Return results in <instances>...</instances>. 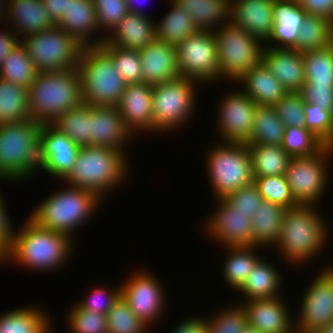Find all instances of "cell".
Here are the masks:
<instances>
[{"label": "cell", "instance_id": "cell-1", "mask_svg": "<svg viewBox=\"0 0 333 333\" xmlns=\"http://www.w3.org/2000/svg\"><path fill=\"white\" fill-rule=\"evenodd\" d=\"M29 115L42 124H52L68 110L83 103L77 67L38 72L28 88Z\"/></svg>", "mask_w": 333, "mask_h": 333}, {"label": "cell", "instance_id": "cell-2", "mask_svg": "<svg viewBox=\"0 0 333 333\" xmlns=\"http://www.w3.org/2000/svg\"><path fill=\"white\" fill-rule=\"evenodd\" d=\"M27 219L22 228L17 230L6 260L39 271H49L64 265L72 253L73 238L39 227L29 217Z\"/></svg>", "mask_w": 333, "mask_h": 333}, {"label": "cell", "instance_id": "cell-3", "mask_svg": "<svg viewBox=\"0 0 333 333\" xmlns=\"http://www.w3.org/2000/svg\"><path fill=\"white\" fill-rule=\"evenodd\" d=\"M127 161L124 151L83 146L77 153L72 171L63 181L67 186L93 192L104 199L102 195L121 184L127 176Z\"/></svg>", "mask_w": 333, "mask_h": 333}, {"label": "cell", "instance_id": "cell-4", "mask_svg": "<svg viewBox=\"0 0 333 333\" xmlns=\"http://www.w3.org/2000/svg\"><path fill=\"white\" fill-rule=\"evenodd\" d=\"M314 208L313 204H299L287 209L276 243L287 261L304 263L316 257L327 242V225Z\"/></svg>", "mask_w": 333, "mask_h": 333}, {"label": "cell", "instance_id": "cell-5", "mask_svg": "<svg viewBox=\"0 0 333 333\" xmlns=\"http://www.w3.org/2000/svg\"><path fill=\"white\" fill-rule=\"evenodd\" d=\"M42 126L32 119L0 125V179L23 180L37 171Z\"/></svg>", "mask_w": 333, "mask_h": 333}, {"label": "cell", "instance_id": "cell-6", "mask_svg": "<svg viewBox=\"0 0 333 333\" xmlns=\"http://www.w3.org/2000/svg\"><path fill=\"white\" fill-rule=\"evenodd\" d=\"M101 201L93 192L69 186L42 201L29 218L39 227L72 238L74 229L94 214Z\"/></svg>", "mask_w": 333, "mask_h": 333}, {"label": "cell", "instance_id": "cell-7", "mask_svg": "<svg viewBox=\"0 0 333 333\" xmlns=\"http://www.w3.org/2000/svg\"><path fill=\"white\" fill-rule=\"evenodd\" d=\"M77 70L83 102L92 106H117L126 82L117 74L112 58L99 46H84Z\"/></svg>", "mask_w": 333, "mask_h": 333}, {"label": "cell", "instance_id": "cell-8", "mask_svg": "<svg viewBox=\"0 0 333 333\" xmlns=\"http://www.w3.org/2000/svg\"><path fill=\"white\" fill-rule=\"evenodd\" d=\"M221 28V29H220ZM219 78L240 80L262 60V41L231 20L214 31ZM260 44V45H259Z\"/></svg>", "mask_w": 333, "mask_h": 333}, {"label": "cell", "instance_id": "cell-9", "mask_svg": "<svg viewBox=\"0 0 333 333\" xmlns=\"http://www.w3.org/2000/svg\"><path fill=\"white\" fill-rule=\"evenodd\" d=\"M208 153L206 164L216 199H223L232 192L253 183L247 144L220 143Z\"/></svg>", "mask_w": 333, "mask_h": 333}, {"label": "cell", "instance_id": "cell-10", "mask_svg": "<svg viewBox=\"0 0 333 333\" xmlns=\"http://www.w3.org/2000/svg\"><path fill=\"white\" fill-rule=\"evenodd\" d=\"M22 37L21 44L39 72L71 70L79 64L84 46L56 25Z\"/></svg>", "mask_w": 333, "mask_h": 333}, {"label": "cell", "instance_id": "cell-11", "mask_svg": "<svg viewBox=\"0 0 333 333\" xmlns=\"http://www.w3.org/2000/svg\"><path fill=\"white\" fill-rule=\"evenodd\" d=\"M192 78L180 77L153 86V132H165L181 126L195 107V84Z\"/></svg>", "mask_w": 333, "mask_h": 333}, {"label": "cell", "instance_id": "cell-12", "mask_svg": "<svg viewBox=\"0 0 333 333\" xmlns=\"http://www.w3.org/2000/svg\"><path fill=\"white\" fill-rule=\"evenodd\" d=\"M332 154L333 147L326 145L313 156L290 159L285 177L299 204H313L316 207V202L324 195L329 178L326 164Z\"/></svg>", "mask_w": 333, "mask_h": 333}, {"label": "cell", "instance_id": "cell-13", "mask_svg": "<svg viewBox=\"0 0 333 333\" xmlns=\"http://www.w3.org/2000/svg\"><path fill=\"white\" fill-rule=\"evenodd\" d=\"M181 77L198 83L219 78V62L214 31H201L175 45ZM199 80V81H198Z\"/></svg>", "mask_w": 333, "mask_h": 333}, {"label": "cell", "instance_id": "cell-14", "mask_svg": "<svg viewBox=\"0 0 333 333\" xmlns=\"http://www.w3.org/2000/svg\"><path fill=\"white\" fill-rule=\"evenodd\" d=\"M300 307L297 333H316L333 323V267L325 269L307 288Z\"/></svg>", "mask_w": 333, "mask_h": 333}, {"label": "cell", "instance_id": "cell-15", "mask_svg": "<svg viewBox=\"0 0 333 333\" xmlns=\"http://www.w3.org/2000/svg\"><path fill=\"white\" fill-rule=\"evenodd\" d=\"M159 280L149 273L132 275V277L120 286V297L128 304L130 310L150 326L161 317L164 310V290ZM161 285V286H160Z\"/></svg>", "mask_w": 333, "mask_h": 333}, {"label": "cell", "instance_id": "cell-16", "mask_svg": "<svg viewBox=\"0 0 333 333\" xmlns=\"http://www.w3.org/2000/svg\"><path fill=\"white\" fill-rule=\"evenodd\" d=\"M220 106L218 127L223 142L247 144L257 104L240 90L223 97Z\"/></svg>", "mask_w": 333, "mask_h": 333}, {"label": "cell", "instance_id": "cell-17", "mask_svg": "<svg viewBox=\"0 0 333 333\" xmlns=\"http://www.w3.org/2000/svg\"><path fill=\"white\" fill-rule=\"evenodd\" d=\"M80 148L52 124H43L39 135V167L64 180L72 171Z\"/></svg>", "mask_w": 333, "mask_h": 333}, {"label": "cell", "instance_id": "cell-18", "mask_svg": "<svg viewBox=\"0 0 333 333\" xmlns=\"http://www.w3.org/2000/svg\"><path fill=\"white\" fill-rule=\"evenodd\" d=\"M219 204L216 213L206 221L207 234L224 246H253L251 218L234 209L224 198L216 200Z\"/></svg>", "mask_w": 333, "mask_h": 333}, {"label": "cell", "instance_id": "cell-19", "mask_svg": "<svg viewBox=\"0 0 333 333\" xmlns=\"http://www.w3.org/2000/svg\"><path fill=\"white\" fill-rule=\"evenodd\" d=\"M131 135L133 137V133L125 126L117 106L90 105V146L108 147L125 152V142L131 139Z\"/></svg>", "mask_w": 333, "mask_h": 333}, {"label": "cell", "instance_id": "cell-20", "mask_svg": "<svg viewBox=\"0 0 333 333\" xmlns=\"http://www.w3.org/2000/svg\"><path fill=\"white\" fill-rule=\"evenodd\" d=\"M117 109L125 126L134 134L139 130L153 131V86L143 83L127 84Z\"/></svg>", "mask_w": 333, "mask_h": 333}, {"label": "cell", "instance_id": "cell-21", "mask_svg": "<svg viewBox=\"0 0 333 333\" xmlns=\"http://www.w3.org/2000/svg\"><path fill=\"white\" fill-rule=\"evenodd\" d=\"M138 52L143 82L155 86L181 77L175 44L154 39Z\"/></svg>", "mask_w": 333, "mask_h": 333}, {"label": "cell", "instance_id": "cell-22", "mask_svg": "<svg viewBox=\"0 0 333 333\" xmlns=\"http://www.w3.org/2000/svg\"><path fill=\"white\" fill-rule=\"evenodd\" d=\"M279 297L244 301L248 326L260 333H294L289 309Z\"/></svg>", "mask_w": 333, "mask_h": 333}, {"label": "cell", "instance_id": "cell-23", "mask_svg": "<svg viewBox=\"0 0 333 333\" xmlns=\"http://www.w3.org/2000/svg\"><path fill=\"white\" fill-rule=\"evenodd\" d=\"M262 61L287 92H299L305 84L303 53L295 49L263 47Z\"/></svg>", "mask_w": 333, "mask_h": 333}, {"label": "cell", "instance_id": "cell-24", "mask_svg": "<svg viewBox=\"0 0 333 333\" xmlns=\"http://www.w3.org/2000/svg\"><path fill=\"white\" fill-rule=\"evenodd\" d=\"M274 0H240L231 5L230 20L263 43L273 30Z\"/></svg>", "mask_w": 333, "mask_h": 333}, {"label": "cell", "instance_id": "cell-25", "mask_svg": "<svg viewBox=\"0 0 333 333\" xmlns=\"http://www.w3.org/2000/svg\"><path fill=\"white\" fill-rule=\"evenodd\" d=\"M306 15L297 0H274V25L267 42L280 44L268 47L294 49Z\"/></svg>", "mask_w": 333, "mask_h": 333}, {"label": "cell", "instance_id": "cell-26", "mask_svg": "<svg viewBox=\"0 0 333 333\" xmlns=\"http://www.w3.org/2000/svg\"><path fill=\"white\" fill-rule=\"evenodd\" d=\"M56 26L76 38L83 46L100 45L105 40L100 38L99 41H90L92 33L96 34L98 31L96 9L92 0H69L67 12Z\"/></svg>", "mask_w": 333, "mask_h": 333}, {"label": "cell", "instance_id": "cell-27", "mask_svg": "<svg viewBox=\"0 0 333 333\" xmlns=\"http://www.w3.org/2000/svg\"><path fill=\"white\" fill-rule=\"evenodd\" d=\"M154 22L147 15L128 13L105 41L119 48L140 50L156 39Z\"/></svg>", "mask_w": 333, "mask_h": 333}, {"label": "cell", "instance_id": "cell-28", "mask_svg": "<svg viewBox=\"0 0 333 333\" xmlns=\"http://www.w3.org/2000/svg\"><path fill=\"white\" fill-rule=\"evenodd\" d=\"M238 81L257 105L275 106L287 93L262 60Z\"/></svg>", "mask_w": 333, "mask_h": 333}, {"label": "cell", "instance_id": "cell-29", "mask_svg": "<svg viewBox=\"0 0 333 333\" xmlns=\"http://www.w3.org/2000/svg\"><path fill=\"white\" fill-rule=\"evenodd\" d=\"M7 20L12 22L13 29L24 36L55 26L49 19L42 0H9Z\"/></svg>", "mask_w": 333, "mask_h": 333}, {"label": "cell", "instance_id": "cell-30", "mask_svg": "<svg viewBox=\"0 0 333 333\" xmlns=\"http://www.w3.org/2000/svg\"><path fill=\"white\" fill-rule=\"evenodd\" d=\"M287 209L263 200L251 218L253 246L276 245Z\"/></svg>", "mask_w": 333, "mask_h": 333}, {"label": "cell", "instance_id": "cell-31", "mask_svg": "<svg viewBox=\"0 0 333 333\" xmlns=\"http://www.w3.org/2000/svg\"><path fill=\"white\" fill-rule=\"evenodd\" d=\"M277 270L272 263L266 262L262 257L250 272L245 283L237 290L246 296L244 301L279 296L282 278Z\"/></svg>", "mask_w": 333, "mask_h": 333}, {"label": "cell", "instance_id": "cell-32", "mask_svg": "<svg viewBox=\"0 0 333 333\" xmlns=\"http://www.w3.org/2000/svg\"><path fill=\"white\" fill-rule=\"evenodd\" d=\"M174 1L190 14L198 30L214 31L215 27H218V24L223 26L226 22L230 21L231 6L226 0Z\"/></svg>", "mask_w": 333, "mask_h": 333}, {"label": "cell", "instance_id": "cell-33", "mask_svg": "<svg viewBox=\"0 0 333 333\" xmlns=\"http://www.w3.org/2000/svg\"><path fill=\"white\" fill-rule=\"evenodd\" d=\"M253 178L285 175L291 157L279 145H247Z\"/></svg>", "mask_w": 333, "mask_h": 333}, {"label": "cell", "instance_id": "cell-34", "mask_svg": "<svg viewBox=\"0 0 333 333\" xmlns=\"http://www.w3.org/2000/svg\"><path fill=\"white\" fill-rule=\"evenodd\" d=\"M38 307H23L0 315V333H51L49 317Z\"/></svg>", "mask_w": 333, "mask_h": 333}, {"label": "cell", "instance_id": "cell-35", "mask_svg": "<svg viewBox=\"0 0 333 333\" xmlns=\"http://www.w3.org/2000/svg\"><path fill=\"white\" fill-rule=\"evenodd\" d=\"M285 128L286 126L279 118L274 106L257 105L254 113L253 129L247 145L281 146Z\"/></svg>", "mask_w": 333, "mask_h": 333}, {"label": "cell", "instance_id": "cell-36", "mask_svg": "<svg viewBox=\"0 0 333 333\" xmlns=\"http://www.w3.org/2000/svg\"><path fill=\"white\" fill-rule=\"evenodd\" d=\"M170 2L172 9L158 24H155L156 39L176 45L199 30L185 9L174 0Z\"/></svg>", "mask_w": 333, "mask_h": 333}, {"label": "cell", "instance_id": "cell-37", "mask_svg": "<svg viewBox=\"0 0 333 333\" xmlns=\"http://www.w3.org/2000/svg\"><path fill=\"white\" fill-rule=\"evenodd\" d=\"M28 88L0 78V125L31 119Z\"/></svg>", "mask_w": 333, "mask_h": 333}, {"label": "cell", "instance_id": "cell-38", "mask_svg": "<svg viewBox=\"0 0 333 333\" xmlns=\"http://www.w3.org/2000/svg\"><path fill=\"white\" fill-rule=\"evenodd\" d=\"M332 43L333 22L322 16L307 14L294 49L305 53L327 47Z\"/></svg>", "mask_w": 333, "mask_h": 333}, {"label": "cell", "instance_id": "cell-39", "mask_svg": "<svg viewBox=\"0 0 333 333\" xmlns=\"http://www.w3.org/2000/svg\"><path fill=\"white\" fill-rule=\"evenodd\" d=\"M228 249L230 253L223 264V275L228 285L238 290L261 258L254 253L255 246H230Z\"/></svg>", "mask_w": 333, "mask_h": 333}, {"label": "cell", "instance_id": "cell-40", "mask_svg": "<svg viewBox=\"0 0 333 333\" xmlns=\"http://www.w3.org/2000/svg\"><path fill=\"white\" fill-rule=\"evenodd\" d=\"M38 72L21 43L6 56L0 66L1 79L27 88L35 80Z\"/></svg>", "mask_w": 333, "mask_h": 333}, {"label": "cell", "instance_id": "cell-41", "mask_svg": "<svg viewBox=\"0 0 333 333\" xmlns=\"http://www.w3.org/2000/svg\"><path fill=\"white\" fill-rule=\"evenodd\" d=\"M52 125L80 147L90 146V105L81 103L58 117Z\"/></svg>", "mask_w": 333, "mask_h": 333}, {"label": "cell", "instance_id": "cell-42", "mask_svg": "<svg viewBox=\"0 0 333 333\" xmlns=\"http://www.w3.org/2000/svg\"><path fill=\"white\" fill-rule=\"evenodd\" d=\"M304 85H333V43L303 53Z\"/></svg>", "mask_w": 333, "mask_h": 333}, {"label": "cell", "instance_id": "cell-43", "mask_svg": "<svg viewBox=\"0 0 333 333\" xmlns=\"http://www.w3.org/2000/svg\"><path fill=\"white\" fill-rule=\"evenodd\" d=\"M99 46L112 58L117 74L126 84L143 83L138 50L119 48L108 44L105 40Z\"/></svg>", "mask_w": 333, "mask_h": 333}, {"label": "cell", "instance_id": "cell-44", "mask_svg": "<svg viewBox=\"0 0 333 333\" xmlns=\"http://www.w3.org/2000/svg\"><path fill=\"white\" fill-rule=\"evenodd\" d=\"M326 144L306 127H286L281 147L291 158L313 156Z\"/></svg>", "mask_w": 333, "mask_h": 333}, {"label": "cell", "instance_id": "cell-45", "mask_svg": "<svg viewBox=\"0 0 333 333\" xmlns=\"http://www.w3.org/2000/svg\"><path fill=\"white\" fill-rule=\"evenodd\" d=\"M253 182L264 200L281 205L286 209L299 205L292 195L285 175L262 176L254 178Z\"/></svg>", "mask_w": 333, "mask_h": 333}, {"label": "cell", "instance_id": "cell-46", "mask_svg": "<svg viewBox=\"0 0 333 333\" xmlns=\"http://www.w3.org/2000/svg\"><path fill=\"white\" fill-rule=\"evenodd\" d=\"M107 321L108 333H145L149 327L130 310L122 297L107 313Z\"/></svg>", "mask_w": 333, "mask_h": 333}, {"label": "cell", "instance_id": "cell-47", "mask_svg": "<svg viewBox=\"0 0 333 333\" xmlns=\"http://www.w3.org/2000/svg\"><path fill=\"white\" fill-rule=\"evenodd\" d=\"M305 127L326 145L333 147V113L304 103Z\"/></svg>", "mask_w": 333, "mask_h": 333}, {"label": "cell", "instance_id": "cell-48", "mask_svg": "<svg viewBox=\"0 0 333 333\" xmlns=\"http://www.w3.org/2000/svg\"><path fill=\"white\" fill-rule=\"evenodd\" d=\"M73 308V309H72ZM68 315L69 329L72 333H108L107 315L93 313L72 307Z\"/></svg>", "mask_w": 333, "mask_h": 333}, {"label": "cell", "instance_id": "cell-49", "mask_svg": "<svg viewBox=\"0 0 333 333\" xmlns=\"http://www.w3.org/2000/svg\"><path fill=\"white\" fill-rule=\"evenodd\" d=\"M214 317L206 319L208 333H242L248 325L246 312L241 304L234 305L233 308L231 306Z\"/></svg>", "mask_w": 333, "mask_h": 333}, {"label": "cell", "instance_id": "cell-50", "mask_svg": "<svg viewBox=\"0 0 333 333\" xmlns=\"http://www.w3.org/2000/svg\"><path fill=\"white\" fill-rule=\"evenodd\" d=\"M304 103L299 92H287L274 107L286 127H305Z\"/></svg>", "mask_w": 333, "mask_h": 333}, {"label": "cell", "instance_id": "cell-51", "mask_svg": "<svg viewBox=\"0 0 333 333\" xmlns=\"http://www.w3.org/2000/svg\"><path fill=\"white\" fill-rule=\"evenodd\" d=\"M92 1L96 9L98 30L108 28V31L112 32L118 23L129 13L125 0Z\"/></svg>", "mask_w": 333, "mask_h": 333}, {"label": "cell", "instance_id": "cell-52", "mask_svg": "<svg viewBox=\"0 0 333 333\" xmlns=\"http://www.w3.org/2000/svg\"><path fill=\"white\" fill-rule=\"evenodd\" d=\"M234 209L250 218L254 215L259 205L263 202V198L257 189V186L251 183L242 187L224 198Z\"/></svg>", "mask_w": 333, "mask_h": 333}, {"label": "cell", "instance_id": "cell-53", "mask_svg": "<svg viewBox=\"0 0 333 333\" xmlns=\"http://www.w3.org/2000/svg\"><path fill=\"white\" fill-rule=\"evenodd\" d=\"M107 292L109 293V291L104 290V288L94 289L91 293L92 295L88 297L89 299H84L80 303L77 302L76 305L80 309L107 315L113 304L120 297V287L112 290L109 294Z\"/></svg>", "mask_w": 333, "mask_h": 333}, {"label": "cell", "instance_id": "cell-54", "mask_svg": "<svg viewBox=\"0 0 333 333\" xmlns=\"http://www.w3.org/2000/svg\"><path fill=\"white\" fill-rule=\"evenodd\" d=\"M299 93L306 103L333 113V85H303Z\"/></svg>", "mask_w": 333, "mask_h": 333}, {"label": "cell", "instance_id": "cell-55", "mask_svg": "<svg viewBox=\"0 0 333 333\" xmlns=\"http://www.w3.org/2000/svg\"><path fill=\"white\" fill-rule=\"evenodd\" d=\"M309 15L322 16L333 22V0H297Z\"/></svg>", "mask_w": 333, "mask_h": 333}, {"label": "cell", "instance_id": "cell-56", "mask_svg": "<svg viewBox=\"0 0 333 333\" xmlns=\"http://www.w3.org/2000/svg\"><path fill=\"white\" fill-rule=\"evenodd\" d=\"M2 198L0 194V244L8 251L13 243L16 232L9 222L10 219L6 213L7 210Z\"/></svg>", "mask_w": 333, "mask_h": 333}, {"label": "cell", "instance_id": "cell-57", "mask_svg": "<svg viewBox=\"0 0 333 333\" xmlns=\"http://www.w3.org/2000/svg\"><path fill=\"white\" fill-rule=\"evenodd\" d=\"M172 333H208V324L202 317H191L176 325Z\"/></svg>", "mask_w": 333, "mask_h": 333}, {"label": "cell", "instance_id": "cell-58", "mask_svg": "<svg viewBox=\"0 0 333 333\" xmlns=\"http://www.w3.org/2000/svg\"><path fill=\"white\" fill-rule=\"evenodd\" d=\"M49 19L56 25L67 12L69 0H42Z\"/></svg>", "mask_w": 333, "mask_h": 333}, {"label": "cell", "instance_id": "cell-59", "mask_svg": "<svg viewBox=\"0 0 333 333\" xmlns=\"http://www.w3.org/2000/svg\"><path fill=\"white\" fill-rule=\"evenodd\" d=\"M14 33L16 34H9V31L0 32V66L6 56L21 43V39L17 38V32Z\"/></svg>", "mask_w": 333, "mask_h": 333}, {"label": "cell", "instance_id": "cell-60", "mask_svg": "<svg viewBox=\"0 0 333 333\" xmlns=\"http://www.w3.org/2000/svg\"><path fill=\"white\" fill-rule=\"evenodd\" d=\"M125 2L129 13L146 16V14L143 13L144 11L142 9H139L140 8L139 6H136L137 4L135 0H125Z\"/></svg>", "mask_w": 333, "mask_h": 333}, {"label": "cell", "instance_id": "cell-61", "mask_svg": "<svg viewBox=\"0 0 333 333\" xmlns=\"http://www.w3.org/2000/svg\"><path fill=\"white\" fill-rule=\"evenodd\" d=\"M9 12V0H0V21L7 19Z\"/></svg>", "mask_w": 333, "mask_h": 333}, {"label": "cell", "instance_id": "cell-62", "mask_svg": "<svg viewBox=\"0 0 333 333\" xmlns=\"http://www.w3.org/2000/svg\"><path fill=\"white\" fill-rule=\"evenodd\" d=\"M316 333H333V323H330L324 328H321Z\"/></svg>", "mask_w": 333, "mask_h": 333}, {"label": "cell", "instance_id": "cell-63", "mask_svg": "<svg viewBox=\"0 0 333 333\" xmlns=\"http://www.w3.org/2000/svg\"><path fill=\"white\" fill-rule=\"evenodd\" d=\"M7 250L0 244V262L7 259Z\"/></svg>", "mask_w": 333, "mask_h": 333}, {"label": "cell", "instance_id": "cell-64", "mask_svg": "<svg viewBox=\"0 0 333 333\" xmlns=\"http://www.w3.org/2000/svg\"><path fill=\"white\" fill-rule=\"evenodd\" d=\"M242 333H260V332L258 330H256L255 328H252L247 325V327L244 329V331Z\"/></svg>", "mask_w": 333, "mask_h": 333}, {"label": "cell", "instance_id": "cell-65", "mask_svg": "<svg viewBox=\"0 0 333 333\" xmlns=\"http://www.w3.org/2000/svg\"><path fill=\"white\" fill-rule=\"evenodd\" d=\"M229 4H230V6L232 5V4H234V3H236V2H238V1H240V0H226Z\"/></svg>", "mask_w": 333, "mask_h": 333}]
</instances>
